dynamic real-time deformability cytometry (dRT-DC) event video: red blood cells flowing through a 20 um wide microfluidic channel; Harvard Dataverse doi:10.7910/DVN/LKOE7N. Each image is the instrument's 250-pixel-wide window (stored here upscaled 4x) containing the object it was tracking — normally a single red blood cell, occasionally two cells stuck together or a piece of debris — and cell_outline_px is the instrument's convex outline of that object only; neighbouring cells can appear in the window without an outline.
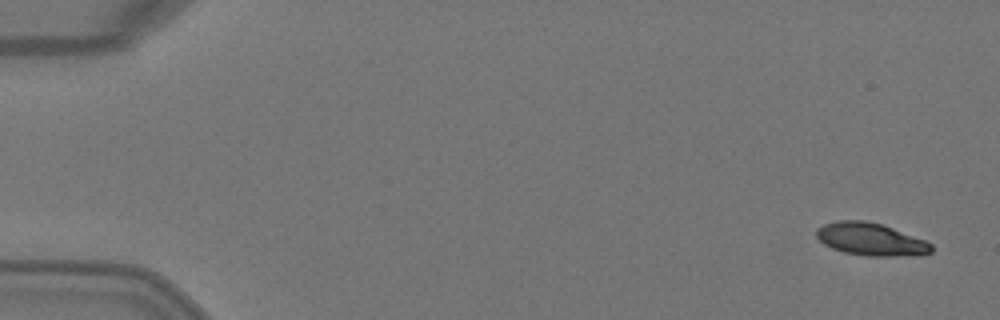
{"species": "Egyptian fruit bat (a non-hibernating species)", "species_latin": "Rousettus aegyptiacus", "temperature_condition": "warm", "stored_images_in_passage": 4, "camera_frame_rate_fps": 3000, "um_per_image_px": 0.085, "animal": {"sex": "female"}, "frame": {"image": 1, "passage_image": 1, "time_ms": 0.0, "image_size_px": [1000, 320], "cell_outline_px": [[932, 252], [896, 256], [868, 256], [844, 252], [832, 248], [824, 244], [816, 236], [816, 228], [824, 224], [836, 220], [864, 220], [880, 224], [892, 228], [924, 240], [932, 244]], "centroid_in_image_um": [73.95, 20.32], "position_along_channel_um": 11.1, "area_um2": 21.5}}